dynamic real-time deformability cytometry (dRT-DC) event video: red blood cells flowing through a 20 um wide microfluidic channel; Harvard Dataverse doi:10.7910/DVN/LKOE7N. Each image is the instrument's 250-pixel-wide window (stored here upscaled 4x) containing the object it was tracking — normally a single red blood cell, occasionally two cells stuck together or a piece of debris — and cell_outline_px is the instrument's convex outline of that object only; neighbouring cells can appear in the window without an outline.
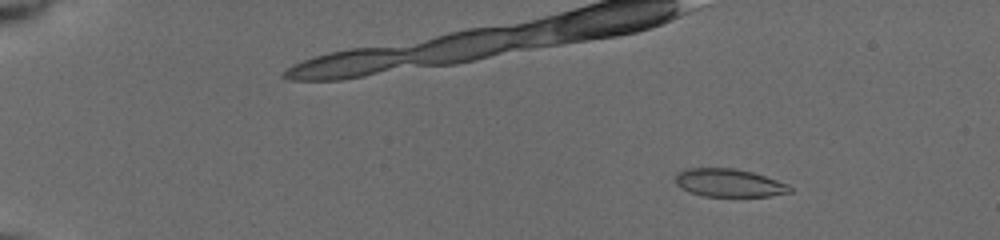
{"species": "common noctule bat (a hibernating species)", "species_latin": "Nyctalus noctula", "temperature_condition": "cold", "stored_images_in_passage": 46, "camera_frame_rate_fps": 3000, "um_per_image_px": 0.085, "animal": {"sex": "female", "body_mass_g": 19.5, "forearm_length_mm": 54.1}, "frame": {"image": 1, "passage_image": 5, "time_ms": 1.667, "image_size_px": [1000, 240], "cell_outline_px": [[792, 192], [772, 196], [704, 196], [688, 192], [680, 188], [676, 184], [676, 172], [684, 168], [736, 168], [752, 172], [788, 184], [792, 188]], "centroid_in_image_um": [61.94, 15.54], "position_along_channel_um": 23.1, "area_um2": 18.84}}
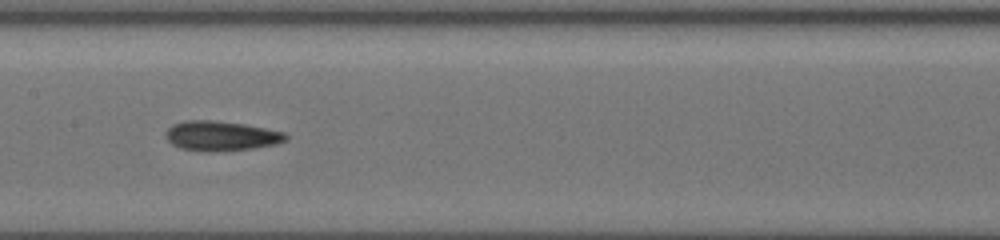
{"frame": {"image": 2, "passage_image": 26, "time_ms": 9.0, "image_size_px": [1000, 240], "cell_outline_px": [[288, 140], [276, 144], [252, 148], [208, 152], [204, 152], [180, 148], [172, 144], [164, 136], [168, 128], [172, 124], [184, 120], [212, 120], [244, 124], [284, 132], [288, 136]], "centroid_in_image_um": [18.76, 11.55], "position_along_channel_um": 188.6, "area_um2": 20.87}}
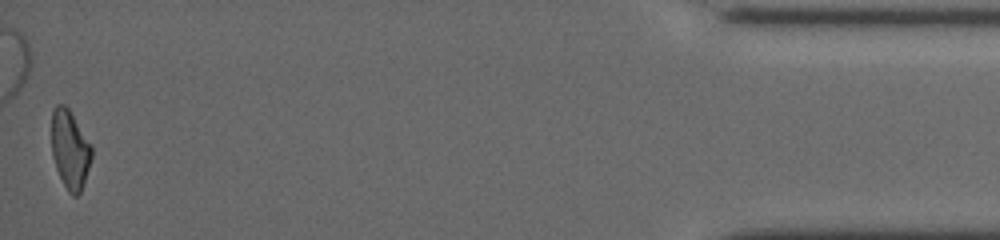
{"frame": {"image": 3, "passage_image": 46, "time_ms": 17.0, "image_size_px": [1000, 240], "cell_outline_px": [[92, 156], [80, 192], [76, 196], [72, 196], [68, 192], [56, 168], [52, 156], [52, 108], [56, 104], [64, 104], [68, 108], [92, 144]], "centroid_in_image_um": [5.94, 12.67], "position_along_channel_um": 429.3, "area_um2": 18.26}, "authors_computed_cell_mechanics": {"area_um2": 19.7965, "velocity_mm_per_s": 3.9356, "shape_relaxation_time_tau1_ms": null, "shape_relaxation_time_tau2_ms": 4.9735, "deformation_change_tau1": null, "deformation_change_tau2": 0.1376}}